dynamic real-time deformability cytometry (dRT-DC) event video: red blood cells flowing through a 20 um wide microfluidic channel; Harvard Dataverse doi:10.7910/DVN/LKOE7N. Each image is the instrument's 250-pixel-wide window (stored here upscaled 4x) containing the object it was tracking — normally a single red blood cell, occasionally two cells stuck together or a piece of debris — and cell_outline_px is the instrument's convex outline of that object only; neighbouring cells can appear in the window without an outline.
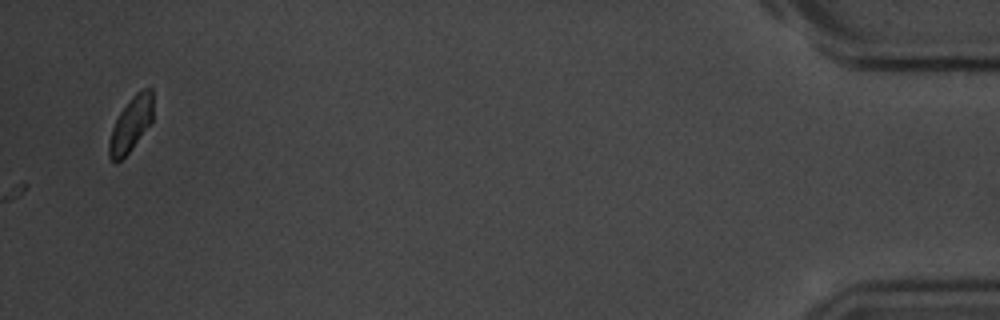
{"species": "common noctule bat (a hibernating species)", "species_latin": "Nyctalus noctula", "temperature_condition": "room temperature", "stored_images_in_passage": 56, "camera_frame_rate_fps": 3000, "um_per_image_px": 0.085, "animal": {"sex": "male", "body_mass_g": 20.1, "forearm_length_mm": 53.5}, "frame": {"image": 1, "passage_image": 56, "time_ms": 18.333, "image_size_px": [1000, 320], "cell_outline_px": [[152, 120], [128, 152], [116, 164], [108, 156], [108, 144], [112, 128], [120, 112], [132, 96], [136, 92], [144, 88], [152, 88]], "centroid_in_image_um": [11.1, 10.56], "position_along_channel_um": 424.1, "area_um2": 13.64}}